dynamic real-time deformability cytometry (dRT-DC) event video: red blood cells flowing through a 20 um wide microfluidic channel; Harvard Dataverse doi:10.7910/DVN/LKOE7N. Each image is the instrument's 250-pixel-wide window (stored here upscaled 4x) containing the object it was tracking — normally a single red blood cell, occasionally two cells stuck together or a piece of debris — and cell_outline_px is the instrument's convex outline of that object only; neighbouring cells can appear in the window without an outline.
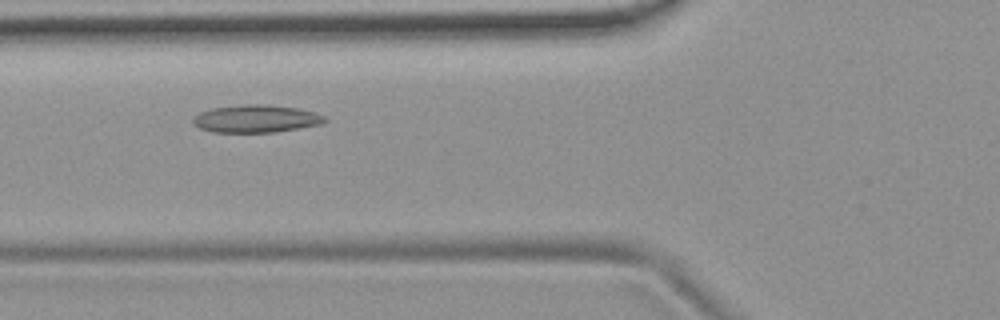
{"species": "common noctule bat (a hibernating species)", "species_latin": "Nyctalus noctula", "temperature_condition": "room temperature", "stored_images_in_passage": 34, "camera_frame_rate_fps": 3000, "um_per_image_px": 0.085, "animal": {"sex": "female", "body_mass_g": 19.9}, "frame": {"image": 1, "passage_image": 6, "time_ms": 1.667, "image_size_px": [1000, 320], "cell_outline_px": [[328, 120], [324, 124], [276, 132], [212, 132], [200, 128], [192, 124], [192, 120], [200, 112], [212, 108], [244, 104], [264, 104], [300, 108], [324, 116]], "centroid_in_image_um": [21.78, 10.09], "position_along_channel_um": 104.0, "area_um2": 21.33}}
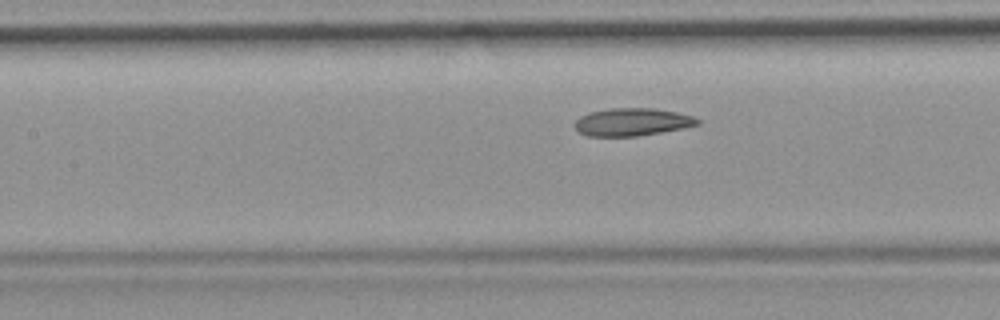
{"frame": {"image": 2, "passage_image": 10, "time_ms": 3.0, "image_size_px": [1000, 320], "cell_outline_px": [[700, 124], [684, 128], [636, 136], [588, 136], [580, 132], [572, 124], [580, 116], [588, 112], [608, 108], [652, 108], [676, 112], [692, 116], [700, 120]], "centroid_in_image_um": [53.7, 10.36], "position_along_channel_um": 153.7, "area_um2": 19.83}, "authors_computed_cell_mechanics": {"area_um2": 19.8543, "velocity_mm_per_s": 3.7099, "shape_relaxation_time_tau1_ms": null, "shape_relaxation_time_tau2_ms": 2.3462, "deformation_change_tau1": null, "deformation_change_tau2": 0.0791}}